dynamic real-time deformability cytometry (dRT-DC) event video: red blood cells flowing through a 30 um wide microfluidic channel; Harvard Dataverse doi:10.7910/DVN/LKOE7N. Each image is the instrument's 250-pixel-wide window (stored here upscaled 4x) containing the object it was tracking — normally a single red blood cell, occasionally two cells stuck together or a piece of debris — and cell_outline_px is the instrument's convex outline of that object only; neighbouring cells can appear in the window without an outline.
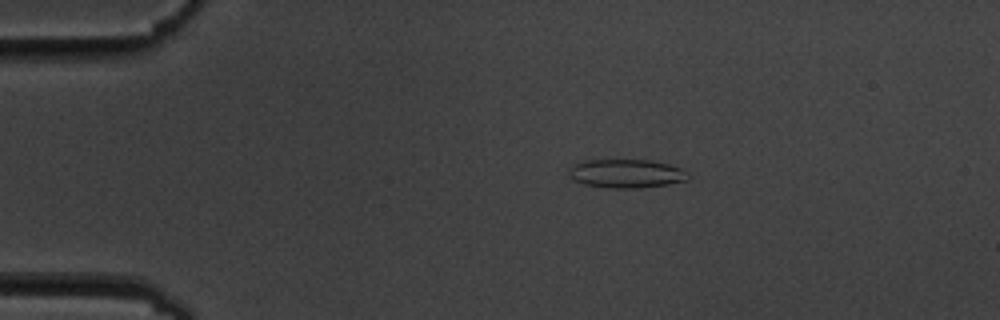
{"species": "common noctule bat (a hibernating species)", "species_latin": "Nyctalus noctula", "temperature_condition": "cold", "stored_images_in_passage": 10, "camera_frame_rate_fps": 3000, "um_per_image_px": 0.085, "animal": {"sex": "male", "body_mass_g": 19.5, "forearm_length_mm": 54.6}, "frame": {"image": 1, "passage_image": 4, "time_ms": 3.333, "image_size_px": [1000, 320], "cell_outline_px": [[688, 180], [668, 184], [640, 188], [604, 188], [584, 184], [572, 180], [568, 176], [568, 168], [584, 160], [652, 160], [668, 164], [680, 168], [688, 172]], "centroid_in_image_um": [53.2, 14.76], "position_along_channel_um": 31.8, "area_um2": 20.11}}
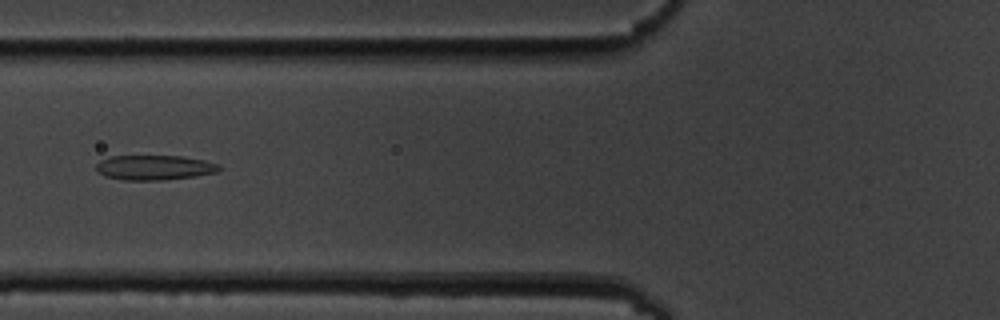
{"frame": {"image": 2, "passage_image": 7, "time_ms": 7.0, "image_size_px": [1000, 320], "cell_outline_px": [[220, 168], [216, 172], [196, 176], [160, 180], [124, 180], [104, 176], [96, 172], [96, 164], [100, 160], [112, 156], [184, 156], [204, 160], [220, 164]], "centroid_in_image_um": [13.1, 14.24], "position_along_channel_um": 112.7, "area_um2": 17.86}}
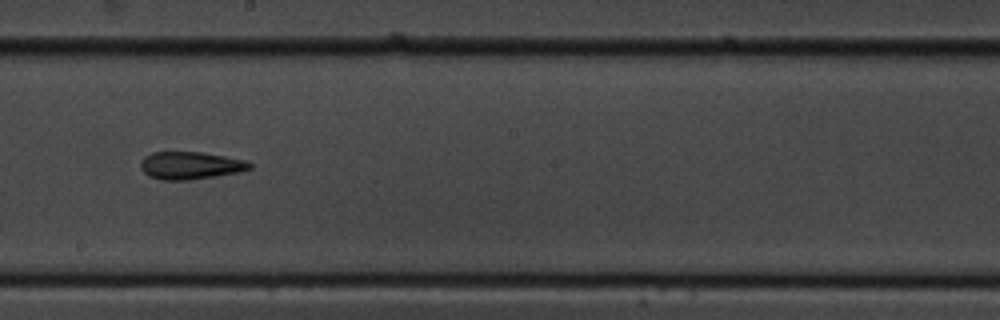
{"frame": {"image": 3, "passage_image": 10, "time_ms": 10.333, "image_size_px": [1000, 320], "cell_outline_px": [[252, 168], [236, 172], [216, 176], [188, 180], [160, 180], [148, 176], [140, 168], [140, 160], [144, 156], [152, 152], [200, 152], [248, 160], [252, 164]], "centroid_in_image_um": [16.15, 14.06], "position_along_channel_um": 232.1, "area_um2": 17.63}}